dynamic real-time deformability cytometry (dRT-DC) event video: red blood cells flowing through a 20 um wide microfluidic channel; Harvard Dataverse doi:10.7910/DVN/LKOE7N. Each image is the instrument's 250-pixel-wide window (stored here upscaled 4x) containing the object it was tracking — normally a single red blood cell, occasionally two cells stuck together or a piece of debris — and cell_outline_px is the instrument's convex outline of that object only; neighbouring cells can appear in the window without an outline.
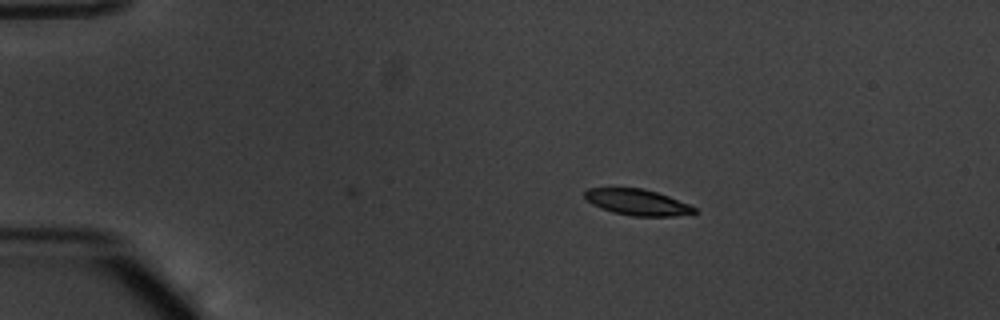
{"species": "common noctule bat (a hibernating species)", "species_latin": "Nyctalus noctula", "temperature_condition": "warm", "stored_images_in_passage": 5, "camera_frame_rate_fps": 3000, "um_per_image_px": 0.085, "animal": {"sex": "male", "body_mass_g": 20.1, "forearm_length_mm": 53.5}, "frame": {"image": 1, "passage_image": 5, "time_ms": 1.333, "image_size_px": [1000, 320], "cell_outline_px": [[696, 212], [692, 216], [632, 216], [612, 212], [592, 204], [584, 196], [584, 192], [588, 188], [640, 188], [656, 192], [668, 196], [688, 204], [696, 208]], "centroid_in_image_um": [54.22, 17.21], "position_along_channel_um": 30.8, "area_um2": 16.65}}